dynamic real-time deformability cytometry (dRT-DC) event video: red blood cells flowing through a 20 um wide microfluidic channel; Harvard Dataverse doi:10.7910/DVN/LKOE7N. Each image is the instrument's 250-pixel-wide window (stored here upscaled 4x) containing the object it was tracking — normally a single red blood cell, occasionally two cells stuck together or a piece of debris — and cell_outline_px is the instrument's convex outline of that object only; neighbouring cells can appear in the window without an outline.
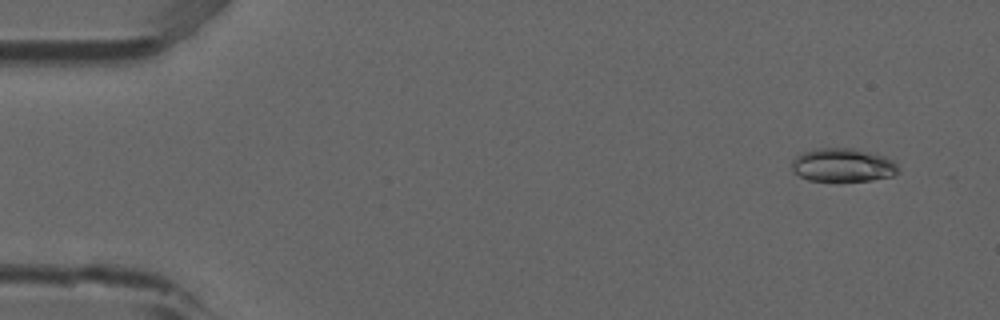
{"species": "common noctule bat (a hibernating species)", "species_latin": "Nyctalus noctula", "temperature_condition": "room temperature", "stored_images_in_passage": 53, "camera_frame_rate_fps": 3000, "um_per_image_px": 0.085, "animal": {"sex": "male", "forearm_length_mm": 52.5}, "frame": {"image": 1, "passage_image": 4, "time_ms": 1.0, "image_size_px": [1000, 320], "cell_outline_px": [[900, 172], [892, 176], [872, 180], [808, 180], [792, 172], [792, 160], [796, 156], [804, 152], [816, 148], [856, 148], [876, 152], [892, 160], [900, 168]], "centroid_in_image_um": [71.67, 14.01], "position_along_channel_um": 13.3, "area_um2": 20.92}}
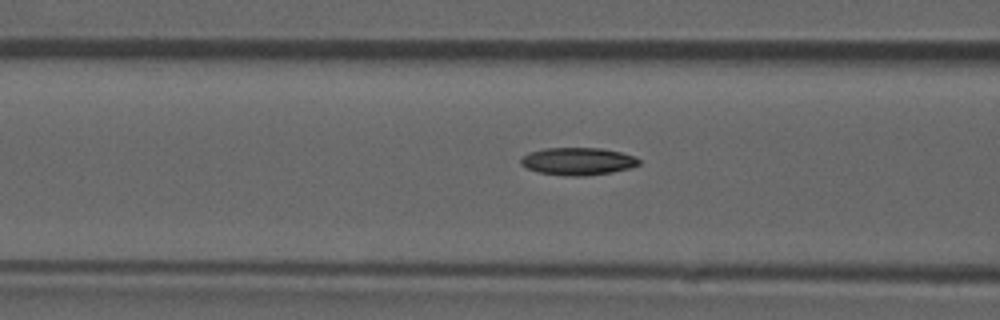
{"frame": {"image": 2, "passage_image": 21, "time_ms": 6.667, "image_size_px": [1000, 320], "cell_outline_px": [[640, 164], [628, 168], [612, 172], [584, 176], [568, 176], [540, 172], [528, 168], [520, 164], [520, 160], [528, 152], [544, 148], [600, 148], [620, 152], [636, 156], [640, 160]], "centroid_in_image_um": [49.12, 13.7], "position_along_channel_um": 117.5, "area_um2": 18.84}}
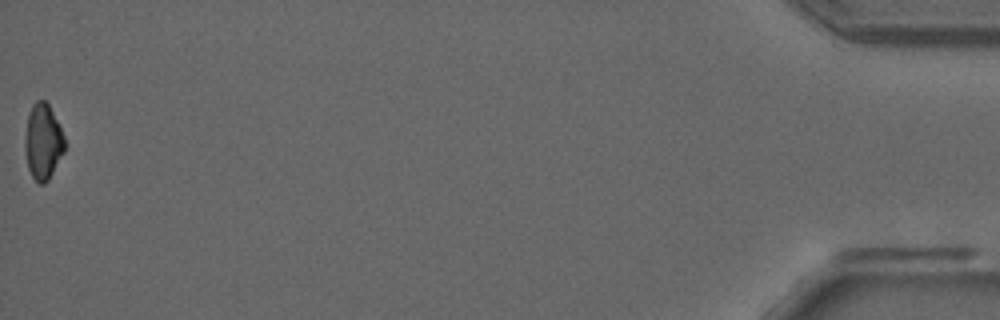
{"frame": {"image": 3, "passage_image": 53, "time_ms": 17.333, "image_size_px": [1000, 320], "cell_outline_px": [[64, 152], [48, 180], [44, 184], [40, 184], [32, 176], [28, 168], [24, 148], [24, 136], [28, 112], [32, 104], [36, 100], [44, 100], [48, 104], [64, 136]], "centroid_in_image_um": [3.62, 12.03], "position_along_channel_um": 431.6, "area_um2": 17.46}, "authors_computed_cell_mechanics": {"area_um2": 18.6694, "velocity_mm_per_s": 3.904, "shape_relaxation_time_tau1_ms": 5.7965, "shape_relaxation_time_tau2_ms": null, "deformation_change_tau1": 0.1546, "deformation_change_tau2": null}}